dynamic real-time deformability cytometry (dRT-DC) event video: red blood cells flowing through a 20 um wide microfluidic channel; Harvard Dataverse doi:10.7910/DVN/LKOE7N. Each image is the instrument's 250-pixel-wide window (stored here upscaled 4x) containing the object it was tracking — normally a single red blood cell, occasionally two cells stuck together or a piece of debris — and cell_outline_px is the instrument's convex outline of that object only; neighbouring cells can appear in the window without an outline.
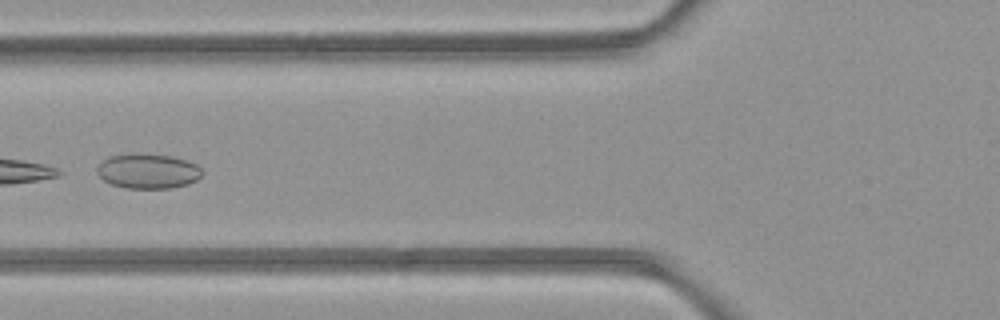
{"species": "common noctule bat (a hibernating species)", "species_latin": "Nyctalus noctula", "temperature_condition": "room temperature", "stored_images_in_passage": 4, "camera_frame_rate_fps": 3000, "um_per_image_px": 0.085, "animal": {"sex": "female", "body_mass_g": 21.9}, "frame": {"image": 1, "passage_image": 4, "time_ms": 3.333, "image_size_px": [1000, 320], "cell_outline_px": [[204, 172], [196, 180], [188, 184], [168, 188], [124, 188], [112, 184], [104, 180], [96, 172], [96, 164], [100, 160], [108, 156], [140, 152], [172, 156], [196, 164]], "centroid_in_image_um": [12.52, 14.52], "position_along_channel_um": 113.3, "area_um2": 21.68}}